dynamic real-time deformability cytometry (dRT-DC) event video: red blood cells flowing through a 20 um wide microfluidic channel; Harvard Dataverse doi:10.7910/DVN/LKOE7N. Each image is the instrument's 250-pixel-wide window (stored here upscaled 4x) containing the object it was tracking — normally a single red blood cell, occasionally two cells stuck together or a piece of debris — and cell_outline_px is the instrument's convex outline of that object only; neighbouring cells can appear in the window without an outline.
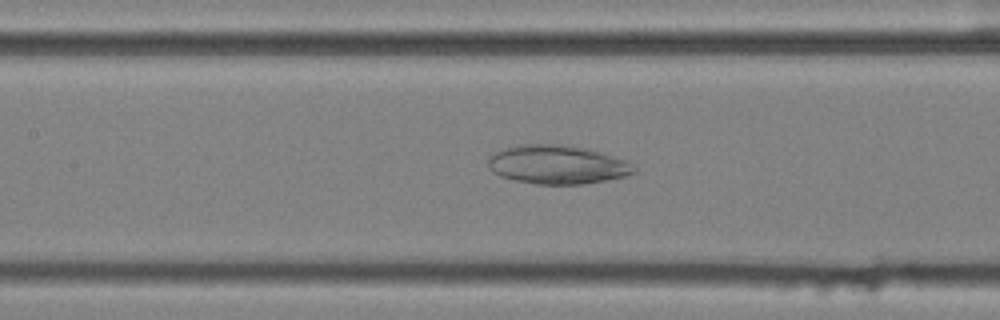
{"species": "common noctule bat (a hibernating species)", "species_latin": "Nyctalus noctula", "temperature_condition": "cold", "stored_images_in_passage": 57, "camera_frame_rate_fps": 3000, "um_per_image_px": 0.085, "animal": {"sex": "female", "body_mass_g": 25.1}, "frame": {"image": 1, "passage_image": 27, "time_ms": 8.667, "image_size_px": [1000, 320], "cell_outline_px": [[636, 172], [624, 176], [604, 180], [580, 184], [536, 184], [516, 180], [500, 176], [492, 172], [488, 168], [488, 160], [492, 152], [504, 148], [520, 144], [560, 144], [588, 148], [624, 160], [632, 164], [636, 168]], "centroid_in_image_um": [47.32, 13.98], "position_along_channel_um": 160.1, "area_um2": 32.95}}
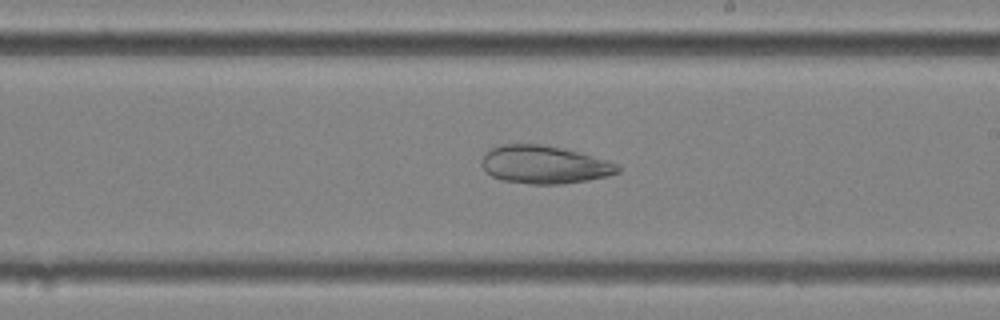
{"frame": {"image": 2, "passage_image": 34, "time_ms": 11.0, "image_size_px": [1000, 320], "cell_outline_px": [[624, 168], [620, 172], [608, 176], [588, 180], [564, 184], [532, 184], [504, 180], [492, 176], [480, 164], [480, 160], [484, 152], [488, 148], [500, 144], [540, 144], [564, 148], [608, 160], [620, 164]], "centroid_in_image_um": [46.29, 13.98], "position_along_channel_um": 242.7, "area_um2": 30.58}}
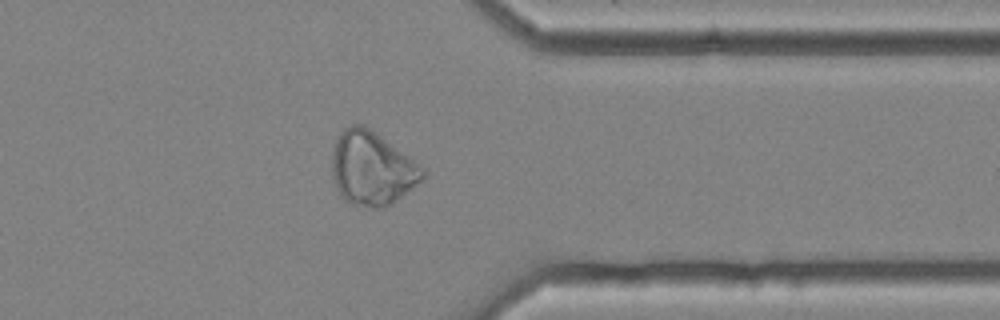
{"frame": {"image": 3, "passage_image": 46, "time_ms": 15.0, "image_size_px": [1000, 320], "cell_outline_px": [[424, 176], [420, 180], [392, 204], [384, 208], [372, 208], [352, 204], [344, 200], [340, 196], [336, 188], [332, 176], [332, 152], [336, 140], [340, 132], [344, 128], [352, 124], [364, 124], [424, 168]], "centroid_in_image_um": [31.56, 14.32], "position_along_channel_um": 379.8, "area_um2": 38.67}}